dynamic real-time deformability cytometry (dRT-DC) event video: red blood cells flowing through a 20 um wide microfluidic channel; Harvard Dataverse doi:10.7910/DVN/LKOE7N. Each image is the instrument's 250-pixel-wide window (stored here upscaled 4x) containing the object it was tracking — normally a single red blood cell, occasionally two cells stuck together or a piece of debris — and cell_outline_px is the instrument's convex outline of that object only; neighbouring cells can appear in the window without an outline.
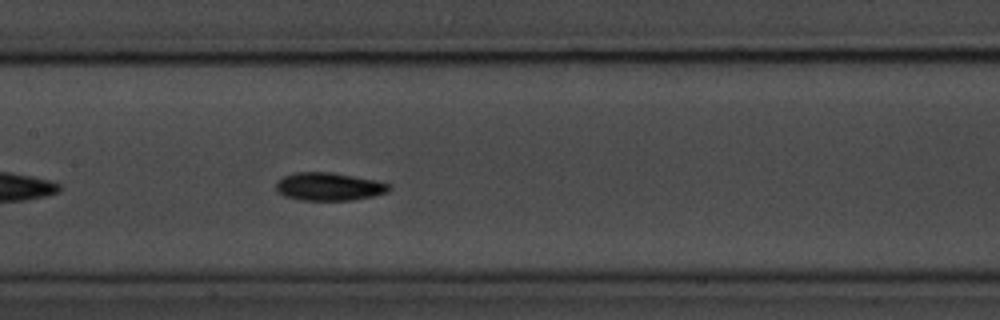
{"species": "common noctule bat (a hibernating species)", "species_latin": "Nyctalus noctula", "temperature_condition": "room temperature", "stored_images_in_passage": 29, "camera_frame_rate_fps": 3000, "um_per_image_px": 0.085, "animal": {"sex": "male", "body_mass_g": 20.1, "forearm_length_mm": 53.5}, "frame": {"image": 1, "passage_image": 13, "time_ms": 4.0, "image_size_px": [1000, 320], "cell_outline_px": [[392, 188], [388, 192], [372, 196], [352, 200], [300, 200], [284, 196], [276, 192], [276, 180], [284, 176], [296, 172], [332, 172], [376, 180], [388, 184]], "centroid_in_image_um": [27.93, 15.86], "position_along_channel_um": 179.5, "area_um2": 18.55}}
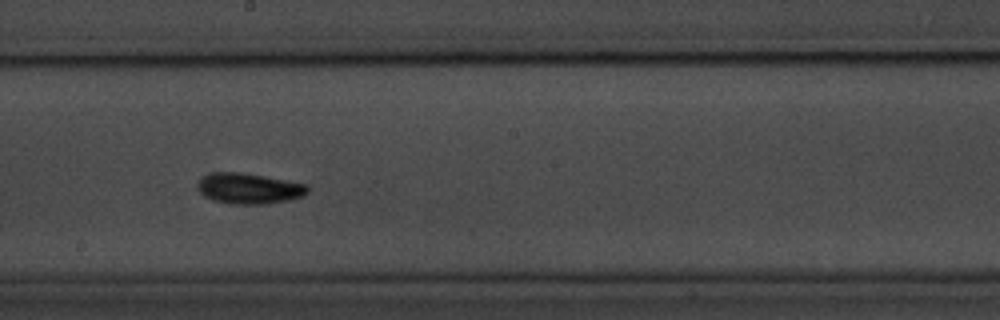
{"frame": {"image": 2, "passage_image": 17, "time_ms": 5.333, "image_size_px": [1000, 320], "cell_outline_px": [[308, 192], [304, 196], [288, 200], [268, 204], [228, 204], [216, 200], [200, 192], [200, 180], [204, 176], [216, 172], [240, 172], [264, 176], [308, 184]], "centroid_in_image_um": [21.25, 16.02], "position_along_channel_um": 226.9, "area_um2": 19.36}, "authors_computed_cell_mechanics": {"area_um2": 17.9758, "velocity_mm_per_s": 3.5713, "shape_relaxation_time_tau1_ms": 7.4204, "shape_relaxation_time_tau2_ms": 4.6326, "deformation_change_tau1": 0.2545, "deformation_change_tau2": 0.0784}}